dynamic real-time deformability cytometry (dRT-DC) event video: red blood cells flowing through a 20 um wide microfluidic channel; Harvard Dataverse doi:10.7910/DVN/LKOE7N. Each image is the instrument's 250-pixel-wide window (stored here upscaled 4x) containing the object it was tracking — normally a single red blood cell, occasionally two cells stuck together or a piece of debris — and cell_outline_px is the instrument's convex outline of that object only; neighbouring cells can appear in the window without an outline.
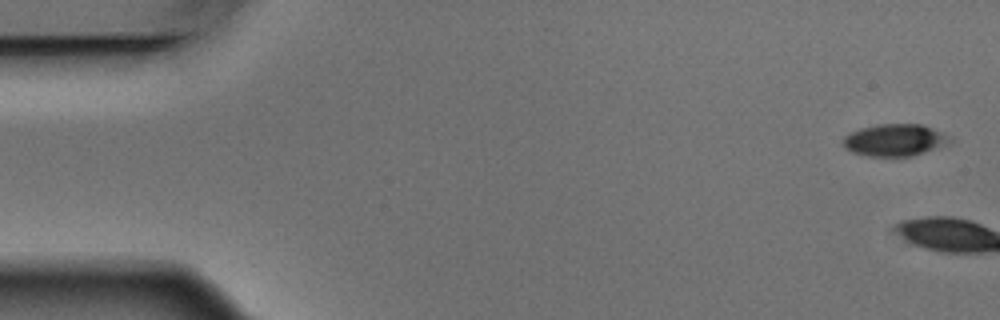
{"species": "Egyptian fruit bat (a non-hibernating species)", "species_latin": "Rousettus aegyptiacus", "temperature_condition": "warm", "stored_images_in_passage": 5, "camera_frame_rate_fps": 3000, "um_per_image_px": 0.085, "animal": {"sex": "male"}, "frame": {"image": 1, "passage_image": 1, "time_ms": 0.0, "image_size_px": [1000, 320], "cell_outline_px": [[952, 144], [912, 156], [868, 156], [852, 152], [840, 144], [844, 136], [848, 132], [860, 128], [876, 124], [920, 124], [952, 136]], "centroid_in_image_um": [76.06, 11.91], "position_along_channel_um": 8.9, "area_um2": 20.35}}
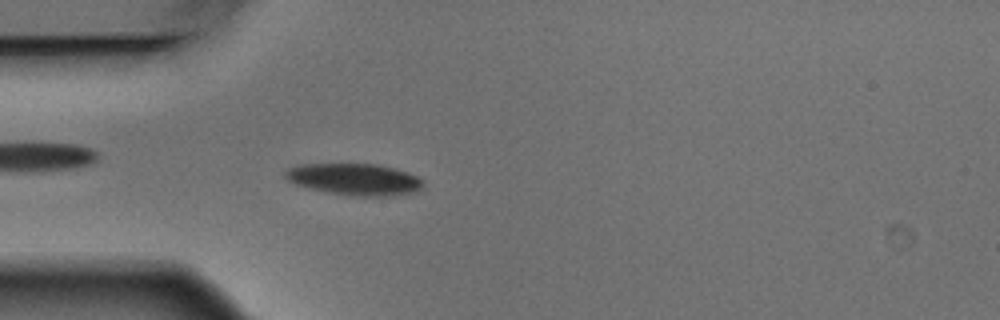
{"frame": {"image": 2, "passage_image": 5, "time_ms": 1.333, "image_size_px": [1000, 320], "cell_outline_px": [[424, 188], [420, 192], [392, 196], [352, 196], [328, 192], [308, 188], [296, 184], [288, 180], [284, 176], [284, 172], [288, 168], [300, 164], [376, 164], [408, 172], [424, 180]], "centroid_in_image_um": [30.19, 15.25], "position_along_channel_um": 54.8, "area_um2": 25.72}}